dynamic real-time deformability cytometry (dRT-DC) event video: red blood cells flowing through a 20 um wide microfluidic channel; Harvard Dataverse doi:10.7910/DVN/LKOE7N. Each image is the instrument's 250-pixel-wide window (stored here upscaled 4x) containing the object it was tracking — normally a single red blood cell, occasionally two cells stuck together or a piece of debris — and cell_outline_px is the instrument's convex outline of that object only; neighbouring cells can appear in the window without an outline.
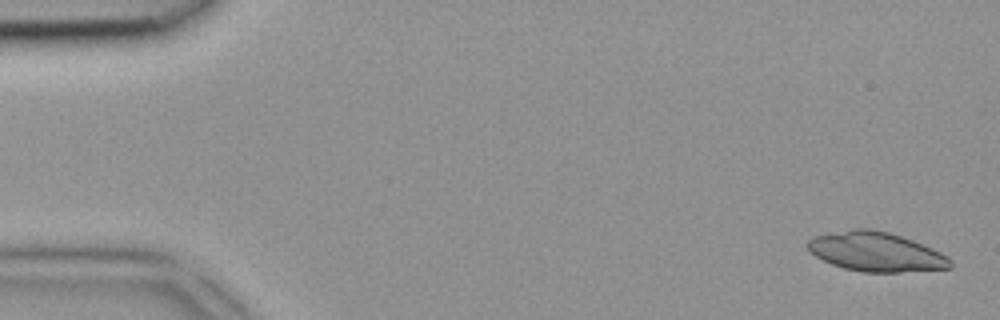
{"species": "common noctule bat (a hibernating species)", "species_latin": "Nyctalus noctula", "temperature_condition": "room temperature", "stored_images_in_passage": 42, "camera_frame_rate_fps": 3000, "um_per_image_px": 0.085, "animal": {"sex": "female", "body_mass_g": 18.4}, "frame": {"image": 1, "passage_image": 1, "time_ms": 0.0, "image_size_px": [1000, 320], "cell_outline_px": [[952, 268], [900, 272], [864, 272], [844, 268], [832, 264], [816, 256], [808, 248], [808, 240], [812, 236], [852, 228], [868, 228], [888, 232], [912, 240], [932, 248], [948, 256], [952, 260]], "centroid_in_image_um": [74.47, 21.4], "position_along_channel_um": 10.5, "area_um2": 32.6}}
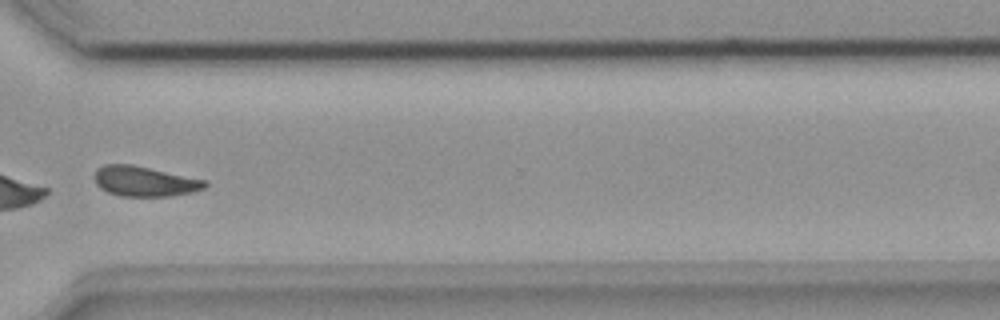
{"frame": {"image": 2, "passage_image": 32, "time_ms": 10.333, "image_size_px": [1000, 320], "cell_outline_px": [[208, 184], [204, 188], [192, 192], [172, 196], [120, 196], [108, 192], [100, 188], [96, 184], [92, 176], [96, 168], [104, 164], [132, 164], [208, 180]], "centroid_in_image_um": [12.26, 15.4], "position_along_channel_um": 358.3, "area_um2": 19.71}}